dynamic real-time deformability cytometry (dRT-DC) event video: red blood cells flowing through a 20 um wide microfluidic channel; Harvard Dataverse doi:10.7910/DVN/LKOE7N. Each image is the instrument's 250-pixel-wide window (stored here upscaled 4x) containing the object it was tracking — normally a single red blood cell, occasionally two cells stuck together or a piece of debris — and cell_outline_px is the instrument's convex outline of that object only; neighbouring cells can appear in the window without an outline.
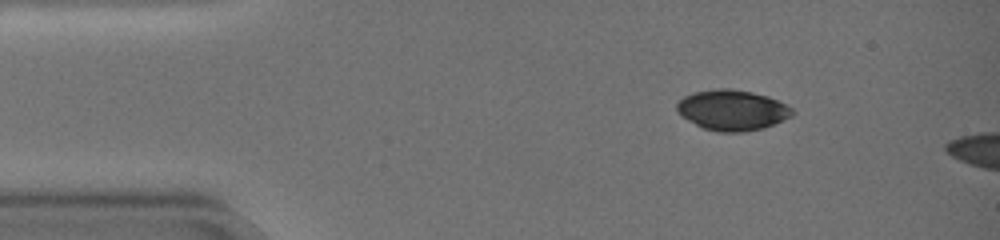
{"species": "common noctule bat (a hibernating species)", "species_latin": "Nyctalus noctula", "temperature_condition": "warm", "stored_images_in_passage": 5, "camera_frame_rate_fps": 3000, "um_per_image_px": 0.085, "animal": {"sex": "female", "body_mass_g": 19.0, "forearm_length_mm": 51.5}, "frame": {"image": 1, "passage_image": 1, "time_ms": 0.0, "image_size_px": [1000, 240], "cell_outline_px": [[796, 112], [792, 116], [764, 128], [744, 132], [716, 132], [704, 128], [680, 116], [676, 112], [676, 104], [684, 96], [696, 92], [716, 88], [732, 88], [752, 92], [768, 96], [792, 108]], "centroid_in_image_um": [62.23, 9.36], "position_along_channel_um": 22.8, "area_um2": 27.34}}